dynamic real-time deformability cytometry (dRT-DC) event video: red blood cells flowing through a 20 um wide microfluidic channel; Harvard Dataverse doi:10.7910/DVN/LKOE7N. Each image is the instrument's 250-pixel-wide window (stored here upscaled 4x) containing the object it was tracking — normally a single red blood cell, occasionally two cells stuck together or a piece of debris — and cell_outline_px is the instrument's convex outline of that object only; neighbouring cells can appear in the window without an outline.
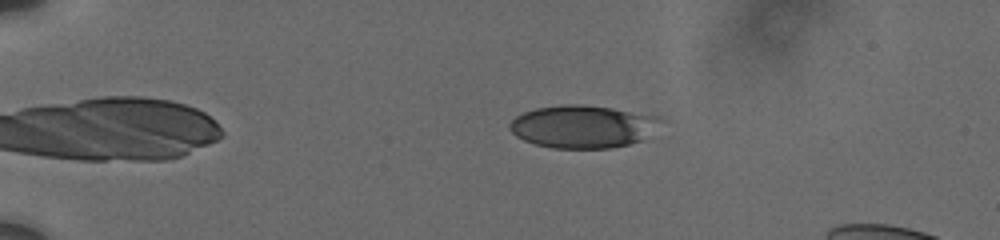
{"species": "human", "species_latin": "Homo sapiens", "temperature_condition": "cold", "stored_images_in_passage": 55, "camera_frame_rate_fps": 3000, "um_per_image_px": 0.085, "donor": {"sex": "male"}, "frame": {"image": 1, "passage_image": 6, "time_ms": 1.333, "image_size_px": [1000, 240], "cell_outline_px": [[668, 120], [644, 140], [612, 148], [552, 148], [536, 144], [524, 140], [516, 136], [508, 128], [508, 124], [516, 116], [524, 112], [536, 108], [564, 104], [580, 104], [612, 108], [660, 116]], "centroid_in_image_um": [49.61, 10.75], "position_along_channel_um": 35.4, "area_um2": 38.09}}
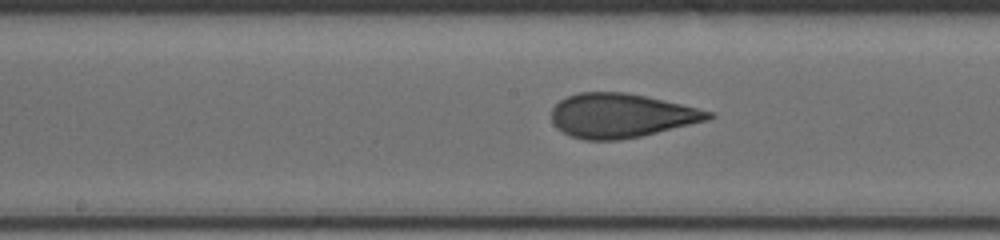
{"frame": {"image": 2, "passage_image": 25, "time_ms": 7.667, "image_size_px": [1000, 240], "cell_outline_px": [[716, 116], [708, 120], [640, 136], [620, 140], [584, 140], [572, 136], [556, 128], [552, 120], [552, 108], [560, 100], [568, 96], [580, 92], [624, 92], [644, 96], [716, 112]], "centroid_in_image_um": [52.8, 9.83], "position_along_channel_um": 195.4, "area_um2": 40.11}}
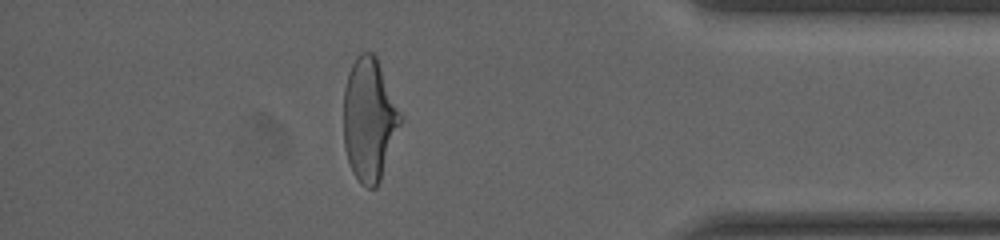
{"frame": {"image": 3, "passage_image": 48, "time_ms": 14.0, "image_size_px": [1000, 240], "cell_outline_px": [[404, 120], [380, 180], [376, 188], [368, 188], [360, 184], [352, 172], [344, 148], [344, 88], [348, 72], [356, 56], [360, 52], [372, 52], [376, 56], [404, 116]], "centroid_in_image_um": [31.41, 10.16], "position_along_channel_um": 403.8, "area_um2": 41.44}, "authors_computed_cell_mechanics": {"area_um2": 39.9398, "velocity_mm_per_s": 3.7107, "shape_relaxation_time_tau1_ms": 6.3595, "shape_relaxation_time_tau2_ms": 0.956, "deformation_change_tau1": 0.1947, "deformation_change_tau2": 0.0914}}